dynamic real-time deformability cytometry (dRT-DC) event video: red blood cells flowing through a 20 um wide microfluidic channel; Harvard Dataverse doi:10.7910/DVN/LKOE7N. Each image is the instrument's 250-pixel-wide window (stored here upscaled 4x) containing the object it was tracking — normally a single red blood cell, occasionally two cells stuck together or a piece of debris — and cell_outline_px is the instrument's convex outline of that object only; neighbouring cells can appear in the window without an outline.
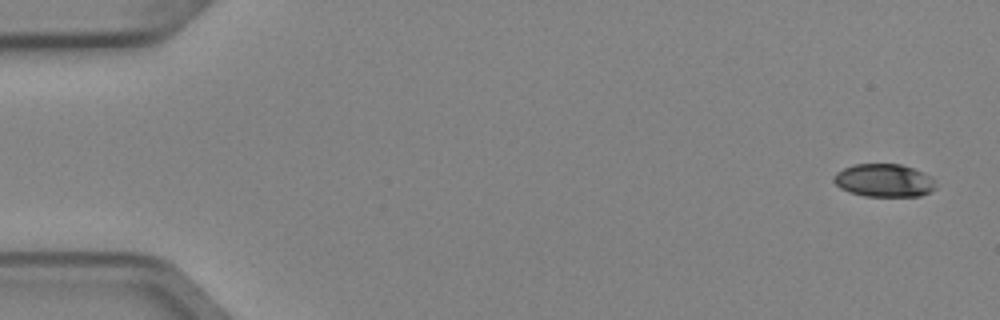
{"species": "Egyptian fruit bat (a non-hibernating species)", "species_latin": "Rousettus aegyptiacus", "temperature_condition": "cold", "stored_images_in_passage": 5, "camera_frame_rate_fps": 3000, "um_per_image_px": 0.085, "animal": {"sex": "female"}, "frame": {"image": 1, "passage_image": 1, "time_ms": 0.0, "image_size_px": [1000, 320], "cell_outline_px": [[936, 188], [920, 196], [864, 196], [848, 192], [840, 188], [832, 180], [832, 176], [836, 172], [852, 164], [900, 164], [924, 172], [932, 176]], "centroid_in_image_um": [75.11, 15.33], "position_along_channel_um": 9.9, "area_um2": 19.77}}
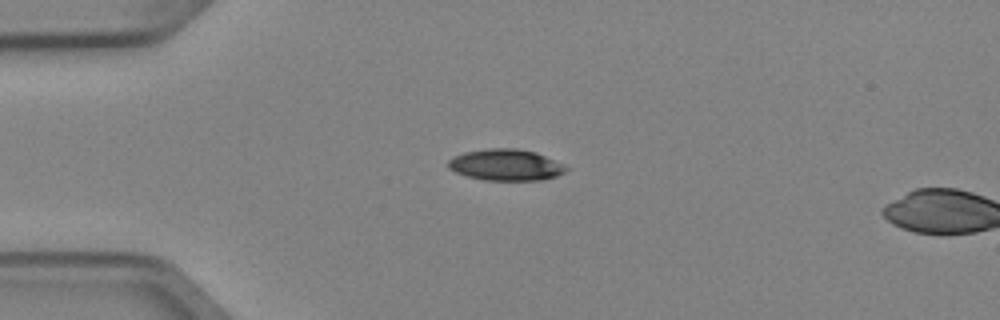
{"frame": {"image": 2, "passage_image": 4, "time_ms": 1.0, "image_size_px": [1000, 320], "cell_outline_px": [[572, 168], [556, 176], [540, 180], [484, 180], [468, 176], [456, 172], [448, 168], [448, 160], [452, 156], [464, 152], [488, 148], [516, 148], [536, 152]], "centroid_in_image_um": [42.99, 14.01], "position_along_channel_um": 42.0, "area_um2": 21.62}}